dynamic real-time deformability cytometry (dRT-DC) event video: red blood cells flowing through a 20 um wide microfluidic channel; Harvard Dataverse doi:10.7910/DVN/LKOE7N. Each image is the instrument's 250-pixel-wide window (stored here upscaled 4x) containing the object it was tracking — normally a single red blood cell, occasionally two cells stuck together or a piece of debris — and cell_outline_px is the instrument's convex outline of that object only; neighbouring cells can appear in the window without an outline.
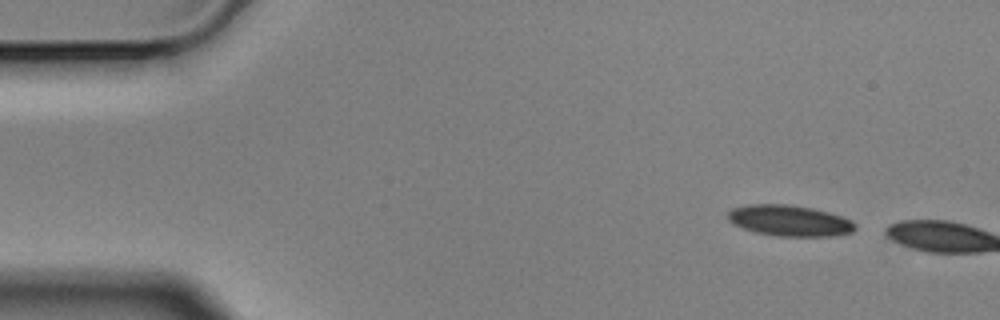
{"species": "Egyptian fruit bat (a non-hibernating species)", "species_latin": "Rousettus aegyptiacus", "temperature_condition": "cold", "stored_images_in_passage": 3, "camera_frame_rate_fps": 3000, "um_per_image_px": 0.085, "animal": {"sex": "male"}, "frame": {"image": 1, "passage_image": 1, "time_ms": 0.0, "image_size_px": [1000, 320], "cell_outline_px": [[856, 228], [852, 232], [832, 236], [776, 236], [756, 232], [732, 224], [728, 220], [728, 212], [732, 208], [748, 204], [788, 204], [812, 208], [828, 212], [852, 220], [856, 224]], "centroid_in_image_um": [67.1, 18.75], "position_along_channel_um": 17.9, "area_um2": 23.0}}